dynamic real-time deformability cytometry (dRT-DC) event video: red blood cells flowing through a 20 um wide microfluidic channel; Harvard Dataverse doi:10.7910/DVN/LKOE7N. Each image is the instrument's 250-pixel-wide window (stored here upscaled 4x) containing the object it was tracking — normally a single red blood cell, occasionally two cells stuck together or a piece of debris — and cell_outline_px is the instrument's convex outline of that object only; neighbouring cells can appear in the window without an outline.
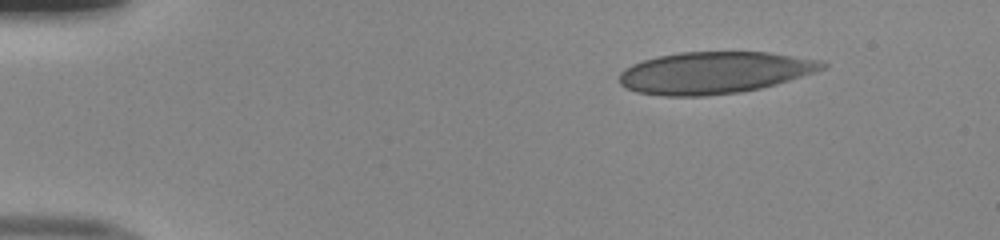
{"species": "human", "species_latin": "Homo sapiens", "temperature_condition": "room temperature", "stored_images_in_passage": 45, "camera_frame_rate_fps": 3000, "um_per_image_px": 0.085, "donor": {"sex": "male"}, "frame": {"image": 1, "passage_image": 1, "time_ms": 0.0, "image_size_px": [1000, 240], "cell_outline_px": [[828, 68], [816, 72], [776, 84], [760, 88], [740, 92], [704, 96], [660, 96], [636, 92], [620, 84], [620, 72], [624, 68], [632, 64], [656, 56], [680, 52], [768, 52], [820, 60], [828, 64]], "centroid_in_image_um": [60.72, 6.18], "position_along_channel_um": 24.3, "area_um2": 49.71}}
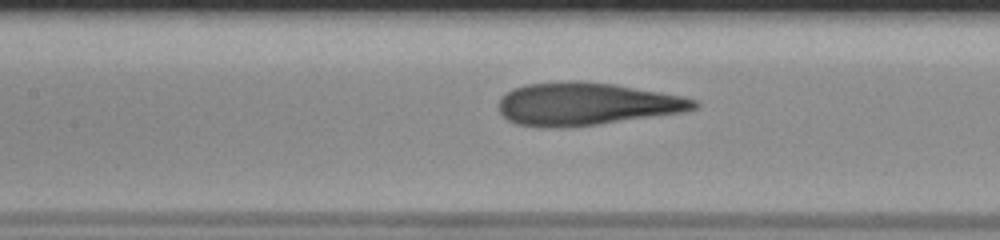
{"frame": {"image": 2, "passage_image": 18, "time_ms": 5.667, "image_size_px": [1000, 240], "cell_outline_px": [[700, 104], [696, 108], [684, 112], [600, 124], [564, 128], [540, 128], [516, 124], [508, 120], [500, 112], [500, 96], [512, 88], [524, 84], [580, 80], [612, 84], [660, 92], [680, 96], [696, 100]], "centroid_in_image_um": [49.8, 8.85], "position_along_channel_um": 157.6, "area_um2": 48.84}}
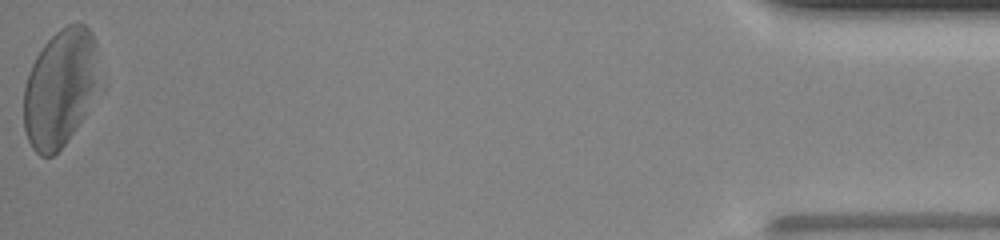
{"frame": {"image": 3, "passage_image": 45, "time_ms": 14.667, "image_size_px": [1000, 240], "cell_outline_px": [[100, 84], [84, 116], [64, 144], [52, 156], [40, 156], [32, 148], [28, 140], [24, 128], [24, 88], [28, 72], [36, 56], [44, 44], [60, 28], [68, 24], [84, 24], [92, 32]], "centroid_in_image_um": [5.09, 7.49], "position_along_channel_um": 430.1, "area_um2": 51.38}}